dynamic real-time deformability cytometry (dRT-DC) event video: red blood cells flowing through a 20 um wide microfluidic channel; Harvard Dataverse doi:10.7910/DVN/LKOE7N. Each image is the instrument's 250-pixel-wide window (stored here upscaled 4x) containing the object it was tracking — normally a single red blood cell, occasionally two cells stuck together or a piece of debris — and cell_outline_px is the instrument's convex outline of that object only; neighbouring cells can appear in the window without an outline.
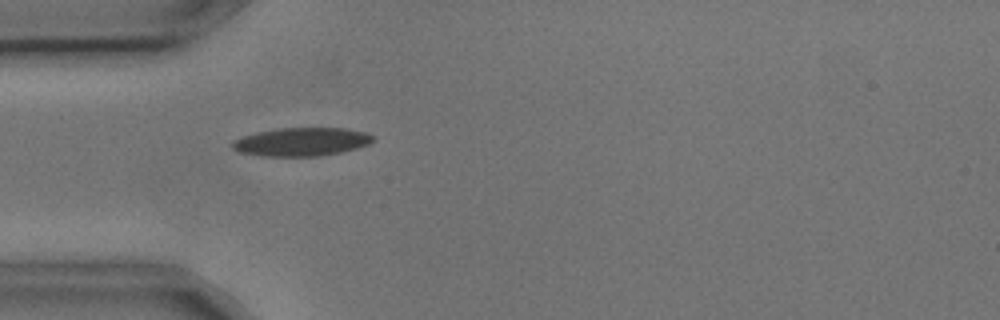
{"species": "common noctule bat (a hibernating species)", "species_latin": "Nyctalus noctula", "temperature_condition": "cold", "stored_images_in_passage": 2, "camera_frame_rate_fps": 3000, "um_per_image_px": 0.085, "animal": {"sex": "male", "body_mass_g": 17.9, "forearm_length_mm": 54.2}, "frame": {"image": 1, "passage_image": 2, "time_ms": 0.333, "image_size_px": [1000, 320], "cell_outline_px": [[376, 136], [368, 144], [356, 148], [340, 152], [320, 156], [260, 156], [240, 152], [232, 148], [232, 140], [256, 132], [280, 128], [344, 128], [364, 132]], "centroid_in_image_um": [25.61, 12.05], "position_along_channel_um": 59.4, "area_um2": 23.18}}